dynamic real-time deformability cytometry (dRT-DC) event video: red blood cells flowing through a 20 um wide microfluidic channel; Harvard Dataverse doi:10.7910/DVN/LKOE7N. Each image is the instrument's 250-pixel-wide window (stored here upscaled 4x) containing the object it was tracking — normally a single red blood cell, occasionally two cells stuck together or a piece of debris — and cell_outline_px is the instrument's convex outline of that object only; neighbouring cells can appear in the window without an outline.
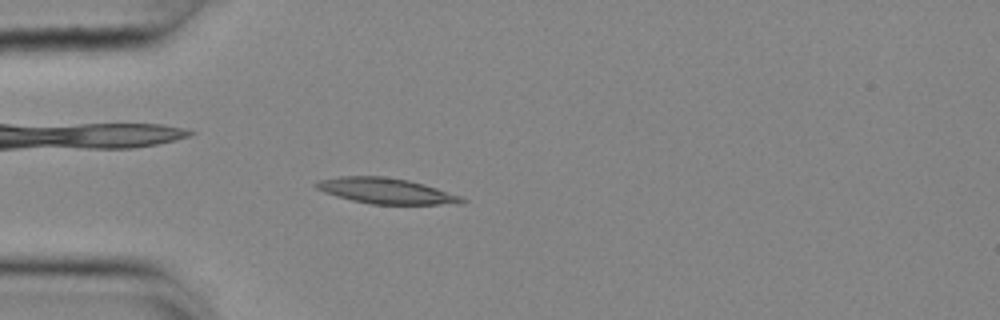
{"species": "common noctule bat (a hibernating species)", "species_latin": "Nyctalus noctula", "temperature_condition": "cold", "stored_images_in_passage": 54, "camera_frame_rate_fps": 3000, "um_per_image_px": 0.085, "animal": {"sex": "female", "body_mass_g": 25.1}, "frame": {"image": 1, "passage_image": 15, "time_ms": 4.667, "image_size_px": [1000, 320], "cell_outline_px": [[468, 200], [464, 204], [372, 204], [352, 200], [336, 196], [324, 192], [316, 188], [312, 184], [320, 180], [340, 176], [384, 176], [408, 180], [424, 184], [460, 196]], "centroid_in_image_um": [32.82, 16.23], "position_along_channel_um": 52.2, "area_um2": 21.73}}
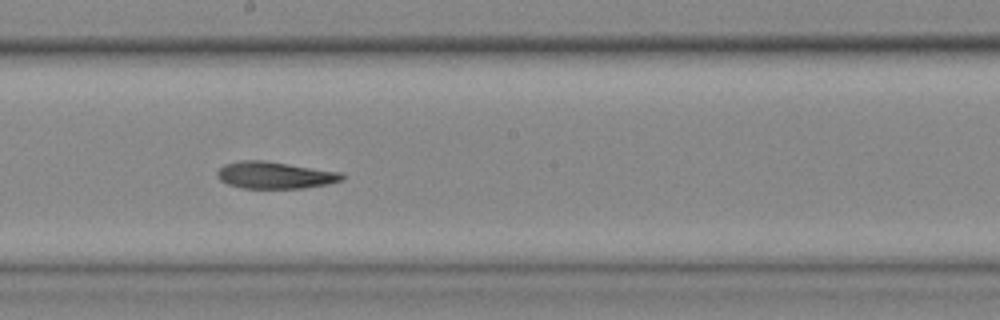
{"frame": {"image": 2, "passage_image": 30, "time_ms": 9.667, "image_size_px": [1000, 320], "cell_outline_px": [[344, 180], [328, 184], [304, 188], [240, 188], [228, 184], [220, 180], [216, 176], [216, 172], [224, 164], [240, 160], [264, 160], [340, 172], [344, 176]], "centroid_in_image_um": [23.34, 14.89], "position_along_channel_um": 224.9, "area_um2": 19.65}}
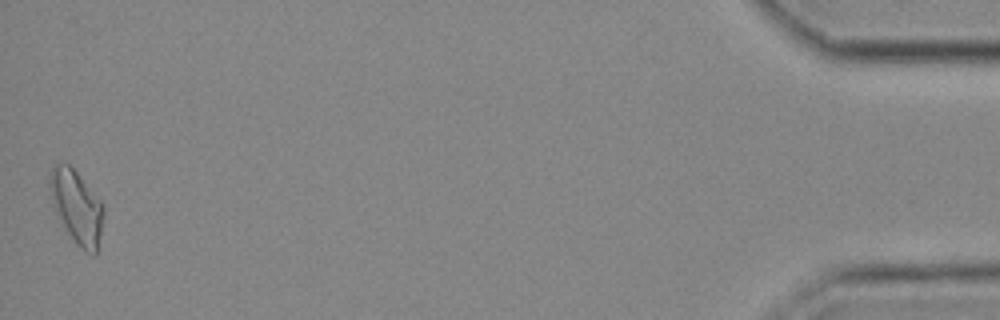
{"frame": {"image": 3, "passage_image": 54, "time_ms": 17.667, "image_size_px": [1000, 320], "cell_outline_px": [[104, 216], [96, 256], [92, 256], [84, 252], [76, 244], [68, 232], [56, 212], [48, 184], [48, 180], [52, 164], [68, 164], [76, 172], [100, 200], [104, 208]], "centroid_in_image_um": [6.53, 17.62], "position_along_channel_um": 428.7, "area_um2": 22.72}, "authors_computed_cell_mechanics": {"area_um2": 20.2011, "velocity_mm_per_s": 3.6685, "shape_relaxation_time_tau1_ms": 4.7718, "shape_relaxation_time_tau2_ms": 7.0492, "deformation_change_tau1": 0.1405, "deformation_change_tau2": 0.1493}}